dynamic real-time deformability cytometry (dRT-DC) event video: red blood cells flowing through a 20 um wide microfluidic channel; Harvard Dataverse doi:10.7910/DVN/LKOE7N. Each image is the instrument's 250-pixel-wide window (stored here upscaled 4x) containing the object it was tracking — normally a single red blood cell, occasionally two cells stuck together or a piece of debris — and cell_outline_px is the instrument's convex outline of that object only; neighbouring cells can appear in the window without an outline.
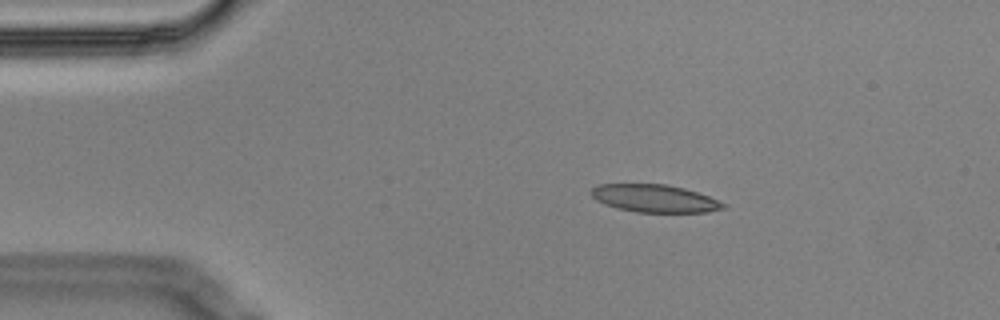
{"species": "Egyptian fruit bat (a non-hibernating species)", "species_latin": "Rousettus aegyptiacus", "temperature_condition": "cold", "stored_images_in_passage": 5, "camera_frame_rate_fps": 3000, "um_per_image_px": 0.085, "animal": {"sex": "male"}, "frame": {"image": 1, "passage_image": 2, "time_ms": 0.333, "image_size_px": [1000, 320], "cell_outline_px": [[728, 204], [724, 208], [708, 212], [636, 212], [616, 208], [604, 204], [596, 200], [588, 192], [592, 188], [600, 184], [664, 184], [684, 188], [708, 196]], "centroid_in_image_um": [55.62, 16.87], "position_along_channel_um": 29.4, "area_um2": 21.33}}
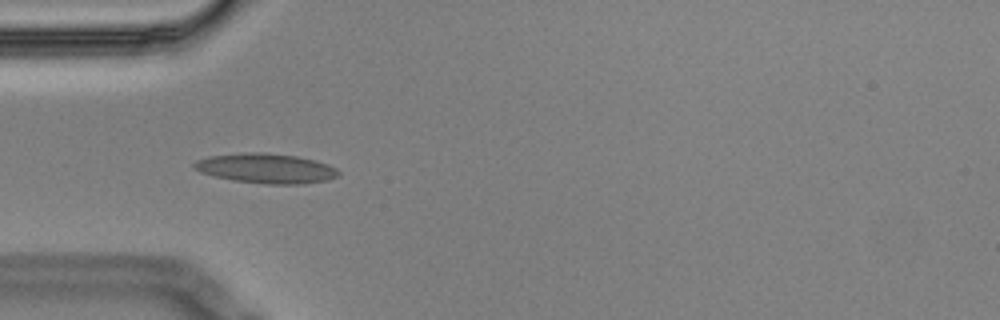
{"frame": {"image": 2, "passage_image": 4, "time_ms": 1.0, "image_size_px": [1000, 320], "cell_outline_px": [[340, 176], [328, 180], [300, 184], [264, 184], [232, 180], [200, 172], [192, 168], [192, 164], [196, 160], [208, 156], [248, 152], [264, 152], [296, 156], [316, 160], [328, 164], [336, 168], [340, 172]], "centroid_in_image_um": [22.62, 14.31], "position_along_channel_um": 62.4, "area_um2": 25.26}}